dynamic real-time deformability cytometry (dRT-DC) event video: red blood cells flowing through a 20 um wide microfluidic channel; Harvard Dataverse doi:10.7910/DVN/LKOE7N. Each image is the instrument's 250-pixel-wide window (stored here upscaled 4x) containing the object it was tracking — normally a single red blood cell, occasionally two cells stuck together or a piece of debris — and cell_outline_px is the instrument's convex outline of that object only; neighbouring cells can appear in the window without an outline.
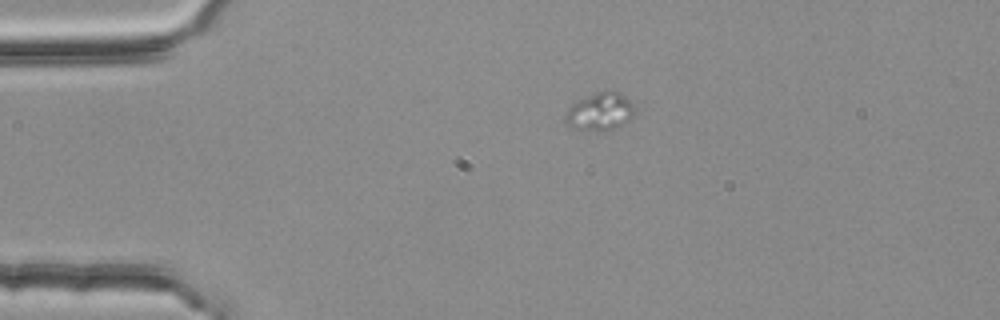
{"species": "common noctule bat (a hibernating species)", "species_latin": "Nyctalus noctula", "temperature_condition": "room temperature", "stored_images_in_passage": 2, "camera_frame_rate_fps": 3000, "um_per_image_px": 0.085, "animal": {"sex": "female", "body_mass_g": 25.1}, "frame": {"image": 1, "passage_image": 1, "time_ms": 0.0, "image_size_px": [1000, 320], "cell_outline_px": [[636, 112], [632, 120], [616, 128], [596, 132], [572, 128], [564, 124], [564, 116], [568, 108], [572, 104], [596, 92], [608, 88], [620, 92], [636, 108]], "centroid_in_image_um": [51.02, 9.5], "position_along_channel_um": 34.0, "area_um2": 15.84}}